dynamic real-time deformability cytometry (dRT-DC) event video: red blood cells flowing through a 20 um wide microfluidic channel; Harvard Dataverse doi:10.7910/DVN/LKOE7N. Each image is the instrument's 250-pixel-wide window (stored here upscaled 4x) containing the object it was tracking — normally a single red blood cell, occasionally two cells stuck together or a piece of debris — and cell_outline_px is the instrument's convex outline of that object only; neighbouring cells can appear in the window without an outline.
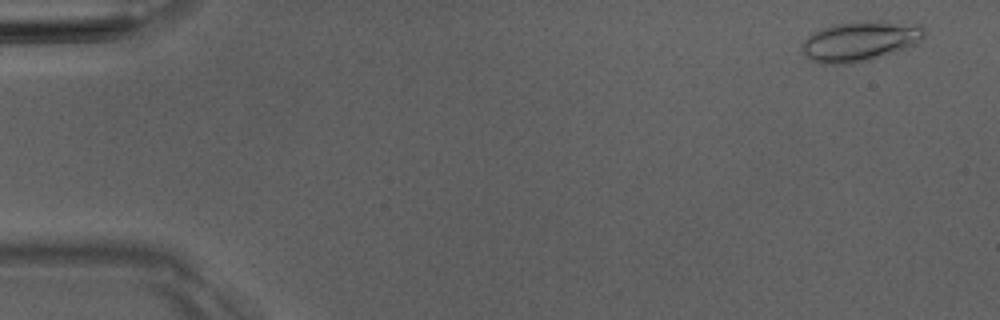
{"species": "Egyptian fruit bat (a non-hibernating species)", "species_latin": "Rousettus aegyptiacus", "temperature_condition": "room temperature", "stored_images_in_passage": 4, "camera_frame_rate_fps": 3000, "um_per_image_px": 0.085, "animal": {"sex": "male"}, "frame": {"image": 1, "passage_image": 1, "time_ms": 0.0, "image_size_px": [1000, 320], "cell_outline_px": [[924, 36], [916, 44], [868, 60], [852, 64], [820, 64], [812, 60], [800, 52], [804, 40], [812, 32], [832, 24], [880, 20], [920, 24], [924, 28]], "centroid_in_image_um": [73.07, 3.49], "position_along_channel_um": 11.9, "area_um2": 28.55}}